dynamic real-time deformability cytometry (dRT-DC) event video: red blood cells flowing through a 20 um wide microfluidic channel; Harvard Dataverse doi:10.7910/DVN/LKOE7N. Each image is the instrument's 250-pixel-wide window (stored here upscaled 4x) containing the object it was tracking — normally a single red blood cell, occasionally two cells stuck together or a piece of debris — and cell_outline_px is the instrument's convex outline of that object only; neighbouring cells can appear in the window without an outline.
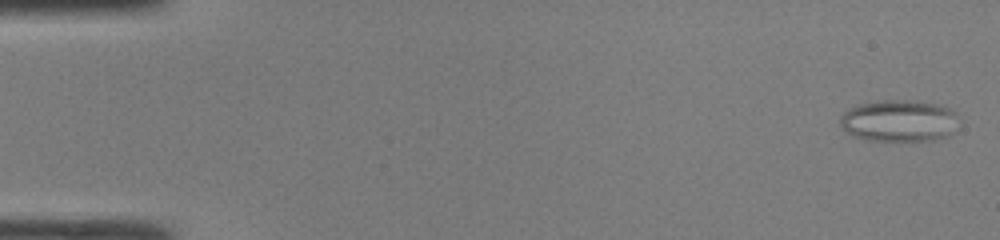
{"species": "common noctule bat (a hibernating species)", "species_latin": "Nyctalus noctula", "temperature_condition": "room temperature", "stored_images_in_passage": 39, "camera_frame_rate_fps": 3000, "um_per_image_px": 0.085, "animal": {"sex": "male", "body_mass_g": 19.0, "forearm_length_mm": 50.8}, "frame": {"image": 1, "passage_image": 1, "time_ms": 0.0, "image_size_px": [1000, 240], "cell_outline_px": [[956, 116], [952, 132], [948, 136], [932, 140], [868, 140], [852, 136], [840, 128], [840, 116], [844, 112], [856, 104], [880, 100], [916, 100], [944, 104], [952, 108], [956, 112]], "centroid_in_image_um": [76.39, 10.24], "position_along_channel_um": 8.6, "area_um2": 29.25}}
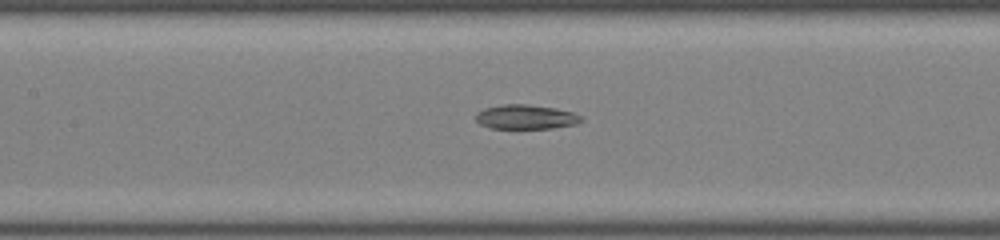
{"frame": {"image": 2, "passage_image": 22, "time_ms": 7.0, "image_size_px": [1000, 240], "cell_outline_px": [[584, 120], [576, 124], [552, 128], [488, 128], [480, 124], [476, 120], [476, 112], [484, 108], [504, 104], [524, 104], [556, 108], [572, 112], [580, 116]], "centroid_in_image_um": [44.67, 9.94], "position_along_channel_um": 162.7, "area_um2": 14.97}}
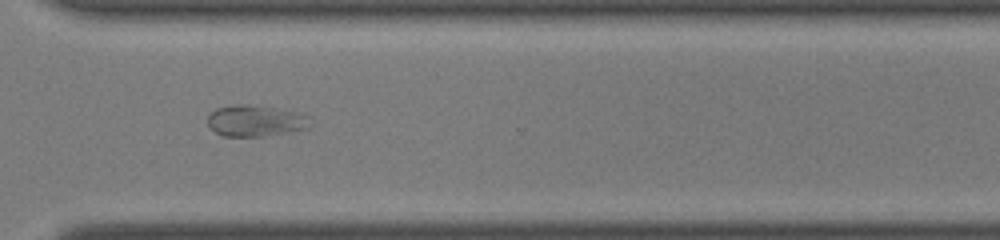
{"frame": {"image": 3, "passage_image": 35, "time_ms": 11.333, "image_size_px": [1000, 240], "cell_outline_px": [[312, 128], [264, 136], [224, 136], [216, 132], [208, 124], [208, 116], [216, 108], [236, 104], [240, 104], [272, 108], [296, 112], [304, 116], [312, 124]], "centroid_in_image_um": [21.71, 10.28], "position_along_channel_um": 348.9, "area_um2": 18.32}}